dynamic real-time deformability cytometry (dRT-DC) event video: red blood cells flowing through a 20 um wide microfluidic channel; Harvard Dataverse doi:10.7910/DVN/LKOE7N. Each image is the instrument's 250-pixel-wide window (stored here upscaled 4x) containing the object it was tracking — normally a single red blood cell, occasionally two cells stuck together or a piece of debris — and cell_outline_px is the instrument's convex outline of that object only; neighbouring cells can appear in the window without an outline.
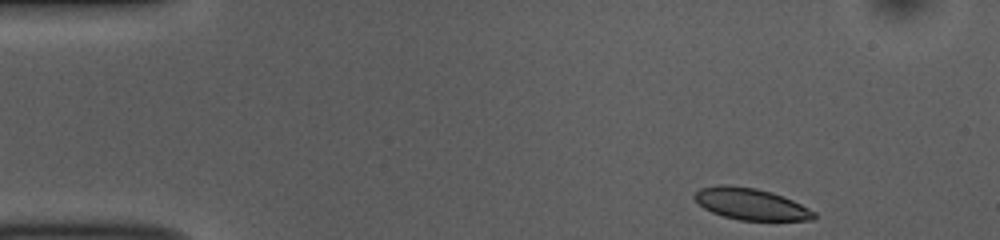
{"species": "common noctule bat (a hibernating species)", "species_latin": "Nyctalus noctula", "temperature_condition": "room temperature", "stored_images_in_passage": 48, "camera_frame_rate_fps": 3000, "um_per_image_px": 0.085, "animal": {"sex": "female", "body_mass_g": 10.0, "forearm_length_mm": 53.1}, "frame": {"image": 1, "passage_image": 1, "time_ms": 0.0, "image_size_px": [1000, 240], "cell_outline_px": [[816, 216], [812, 220], [740, 220], [724, 216], [712, 212], [704, 208], [692, 196], [700, 188], [720, 184], [728, 184], [756, 188], [772, 192], [792, 200], [816, 212]], "centroid_in_image_um": [63.81, 17.33], "position_along_channel_um": 21.2, "area_um2": 21.91}}
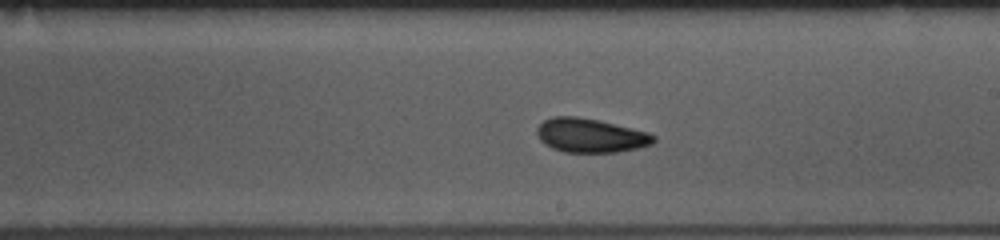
{"frame": {"image": 2, "passage_image": 25, "time_ms": 8.0, "image_size_px": [1000, 240], "cell_outline_px": [[656, 140], [652, 144], [640, 148], [616, 152], [564, 152], [552, 148], [544, 144], [540, 140], [536, 132], [536, 128], [544, 120], [552, 116], [576, 116], [600, 120], [648, 132], [656, 136]], "centroid_in_image_um": [50.19, 11.51], "position_along_channel_um": 238.8, "area_um2": 23.35}}
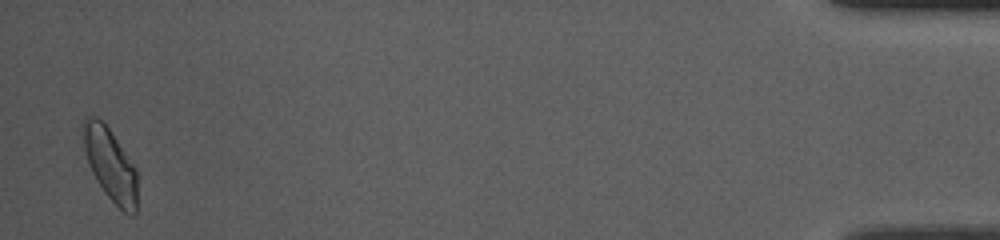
{"frame": {"image": 3, "passage_image": 47, "time_ms": 15.333, "image_size_px": [1000, 240], "cell_outline_px": [[136, 212], [132, 216], [124, 212], [104, 192], [96, 180], [88, 164], [84, 148], [80, 124], [84, 116], [96, 116], [104, 120], [136, 168]], "centroid_in_image_um": [9.33, 13.89], "position_along_channel_um": 425.9, "area_um2": 23.24}, "authors_computed_cell_mechanics": {"area_um2": 22.5998, "velocity_mm_per_s": 3.7343, "shape_relaxation_time_tau1_ms": 3.4148, "shape_relaxation_time_tau2_ms": 3.1624, "deformation_change_tau1": 0.1048, "deformation_change_tau2": 0.0911}}